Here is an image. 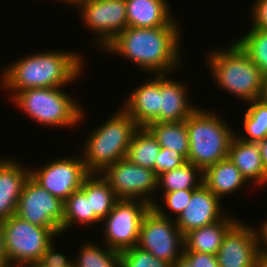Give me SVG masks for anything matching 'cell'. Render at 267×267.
Listing matches in <instances>:
<instances>
[{"label": "cell", "mask_w": 267, "mask_h": 267, "mask_svg": "<svg viewBox=\"0 0 267 267\" xmlns=\"http://www.w3.org/2000/svg\"><path fill=\"white\" fill-rule=\"evenodd\" d=\"M220 115L198 107L186 120L189 138L187 162L204 171L228 157L230 143L236 135Z\"/></svg>", "instance_id": "cell-5"}, {"label": "cell", "mask_w": 267, "mask_h": 267, "mask_svg": "<svg viewBox=\"0 0 267 267\" xmlns=\"http://www.w3.org/2000/svg\"><path fill=\"white\" fill-rule=\"evenodd\" d=\"M60 1L66 3L68 5V7H69V5H71V6L74 5L72 7L75 8L82 0H59V2ZM56 2H58V0Z\"/></svg>", "instance_id": "cell-44"}, {"label": "cell", "mask_w": 267, "mask_h": 267, "mask_svg": "<svg viewBox=\"0 0 267 267\" xmlns=\"http://www.w3.org/2000/svg\"><path fill=\"white\" fill-rule=\"evenodd\" d=\"M247 183L228 157L203 171V184L220 199L237 193L242 187L244 188V185L247 186Z\"/></svg>", "instance_id": "cell-22"}, {"label": "cell", "mask_w": 267, "mask_h": 267, "mask_svg": "<svg viewBox=\"0 0 267 267\" xmlns=\"http://www.w3.org/2000/svg\"><path fill=\"white\" fill-rule=\"evenodd\" d=\"M163 206L157 199L144 215L137 246L173 265L183 256L184 235Z\"/></svg>", "instance_id": "cell-8"}, {"label": "cell", "mask_w": 267, "mask_h": 267, "mask_svg": "<svg viewBox=\"0 0 267 267\" xmlns=\"http://www.w3.org/2000/svg\"><path fill=\"white\" fill-rule=\"evenodd\" d=\"M47 162L41 168L29 167L30 177L63 202L81 188L84 179L90 174L81 154L78 157H55L53 161Z\"/></svg>", "instance_id": "cell-12"}, {"label": "cell", "mask_w": 267, "mask_h": 267, "mask_svg": "<svg viewBox=\"0 0 267 267\" xmlns=\"http://www.w3.org/2000/svg\"><path fill=\"white\" fill-rule=\"evenodd\" d=\"M181 31L179 26L127 27L103 52L124 57L148 74H171L180 68L183 59Z\"/></svg>", "instance_id": "cell-1"}, {"label": "cell", "mask_w": 267, "mask_h": 267, "mask_svg": "<svg viewBox=\"0 0 267 267\" xmlns=\"http://www.w3.org/2000/svg\"><path fill=\"white\" fill-rule=\"evenodd\" d=\"M228 158L239 169L248 184L253 182L255 188L267 184V170L262 162L258 142H247L235 135L230 143Z\"/></svg>", "instance_id": "cell-20"}, {"label": "cell", "mask_w": 267, "mask_h": 267, "mask_svg": "<svg viewBox=\"0 0 267 267\" xmlns=\"http://www.w3.org/2000/svg\"><path fill=\"white\" fill-rule=\"evenodd\" d=\"M254 267H267V253L262 250L258 252Z\"/></svg>", "instance_id": "cell-39"}, {"label": "cell", "mask_w": 267, "mask_h": 267, "mask_svg": "<svg viewBox=\"0 0 267 267\" xmlns=\"http://www.w3.org/2000/svg\"><path fill=\"white\" fill-rule=\"evenodd\" d=\"M55 240L45 250L41 261L49 267H73L74 259H70L69 255L55 250ZM55 246V247H54Z\"/></svg>", "instance_id": "cell-34"}, {"label": "cell", "mask_w": 267, "mask_h": 267, "mask_svg": "<svg viewBox=\"0 0 267 267\" xmlns=\"http://www.w3.org/2000/svg\"><path fill=\"white\" fill-rule=\"evenodd\" d=\"M151 207L140 199H118L101 221L105 245L118 252L137 245L142 219Z\"/></svg>", "instance_id": "cell-9"}, {"label": "cell", "mask_w": 267, "mask_h": 267, "mask_svg": "<svg viewBox=\"0 0 267 267\" xmlns=\"http://www.w3.org/2000/svg\"><path fill=\"white\" fill-rule=\"evenodd\" d=\"M222 200L204 184L192 193V197L175 223L181 233H186L221 220L227 212L222 209Z\"/></svg>", "instance_id": "cell-15"}, {"label": "cell", "mask_w": 267, "mask_h": 267, "mask_svg": "<svg viewBox=\"0 0 267 267\" xmlns=\"http://www.w3.org/2000/svg\"><path fill=\"white\" fill-rule=\"evenodd\" d=\"M247 104L242 121L244 135L236 133V136L247 142H260L267 135V105L258 99Z\"/></svg>", "instance_id": "cell-28"}, {"label": "cell", "mask_w": 267, "mask_h": 267, "mask_svg": "<svg viewBox=\"0 0 267 267\" xmlns=\"http://www.w3.org/2000/svg\"><path fill=\"white\" fill-rule=\"evenodd\" d=\"M79 8L84 28L93 33L100 50L127 28L125 0H82Z\"/></svg>", "instance_id": "cell-11"}, {"label": "cell", "mask_w": 267, "mask_h": 267, "mask_svg": "<svg viewBox=\"0 0 267 267\" xmlns=\"http://www.w3.org/2000/svg\"><path fill=\"white\" fill-rule=\"evenodd\" d=\"M235 41L267 78V30L250 28Z\"/></svg>", "instance_id": "cell-30"}, {"label": "cell", "mask_w": 267, "mask_h": 267, "mask_svg": "<svg viewBox=\"0 0 267 267\" xmlns=\"http://www.w3.org/2000/svg\"><path fill=\"white\" fill-rule=\"evenodd\" d=\"M73 267H120V252L95 241L84 242Z\"/></svg>", "instance_id": "cell-29"}, {"label": "cell", "mask_w": 267, "mask_h": 267, "mask_svg": "<svg viewBox=\"0 0 267 267\" xmlns=\"http://www.w3.org/2000/svg\"><path fill=\"white\" fill-rule=\"evenodd\" d=\"M160 74V122L186 120L199 106L191 104L187 84ZM173 79V80H172ZM176 80V81H175Z\"/></svg>", "instance_id": "cell-17"}, {"label": "cell", "mask_w": 267, "mask_h": 267, "mask_svg": "<svg viewBox=\"0 0 267 267\" xmlns=\"http://www.w3.org/2000/svg\"><path fill=\"white\" fill-rule=\"evenodd\" d=\"M228 213L219 221L194 229L184 235L183 252L216 255L227 232L240 220Z\"/></svg>", "instance_id": "cell-21"}, {"label": "cell", "mask_w": 267, "mask_h": 267, "mask_svg": "<svg viewBox=\"0 0 267 267\" xmlns=\"http://www.w3.org/2000/svg\"><path fill=\"white\" fill-rule=\"evenodd\" d=\"M172 267H192L189 261L184 257L181 256L173 265Z\"/></svg>", "instance_id": "cell-42"}, {"label": "cell", "mask_w": 267, "mask_h": 267, "mask_svg": "<svg viewBox=\"0 0 267 267\" xmlns=\"http://www.w3.org/2000/svg\"><path fill=\"white\" fill-rule=\"evenodd\" d=\"M64 202L50 194L31 177L25 182L15 215L31 224L48 229H61Z\"/></svg>", "instance_id": "cell-13"}, {"label": "cell", "mask_w": 267, "mask_h": 267, "mask_svg": "<svg viewBox=\"0 0 267 267\" xmlns=\"http://www.w3.org/2000/svg\"><path fill=\"white\" fill-rule=\"evenodd\" d=\"M9 267L42 259L45 250L60 236L61 229H48L12 215L1 222Z\"/></svg>", "instance_id": "cell-7"}, {"label": "cell", "mask_w": 267, "mask_h": 267, "mask_svg": "<svg viewBox=\"0 0 267 267\" xmlns=\"http://www.w3.org/2000/svg\"><path fill=\"white\" fill-rule=\"evenodd\" d=\"M100 174L118 199H140L151 206L156 201L154 192L159 191L158 175L149 168L123 158L107 166Z\"/></svg>", "instance_id": "cell-10"}, {"label": "cell", "mask_w": 267, "mask_h": 267, "mask_svg": "<svg viewBox=\"0 0 267 267\" xmlns=\"http://www.w3.org/2000/svg\"><path fill=\"white\" fill-rule=\"evenodd\" d=\"M161 147L181 154L186 160L189 152V138L186 122H152L146 126Z\"/></svg>", "instance_id": "cell-24"}, {"label": "cell", "mask_w": 267, "mask_h": 267, "mask_svg": "<svg viewBox=\"0 0 267 267\" xmlns=\"http://www.w3.org/2000/svg\"><path fill=\"white\" fill-rule=\"evenodd\" d=\"M259 234L253 225L239 220L225 235L216 257L219 267H254L260 251Z\"/></svg>", "instance_id": "cell-14"}, {"label": "cell", "mask_w": 267, "mask_h": 267, "mask_svg": "<svg viewBox=\"0 0 267 267\" xmlns=\"http://www.w3.org/2000/svg\"><path fill=\"white\" fill-rule=\"evenodd\" d=\"M81 55L63 50L28 54L3 68L0 84L9 99L25 89L68 86L82 76L86 60Z\"/></svg>", "instance_id": "cell-2"}, {"label": "cell", "mask_w": 267, "mask_h": 267, "mask_svg": "<svg viewBox=\"0 0 267 267\" xmlns=\"http://www.w3.org/2000/svg\"><path fill=\"white\" fill-rule=\"evenodd\" d=\"M192 267H219L216 255L202 252H183Z\"/></svg>", "instance_id": "cell-36"}, {"label": "cell", "mask_w": 267, "mask_h": 267, "mask_svg": "<svg viewBox=\"0 0 267 267\" xmlns=\"http://www.w3.org/2000/svg\"><path fill=\"white\" fill-rule=\"evenodd\" d=\"M120 267H172V264L135 245L120 252Z\"/></svg>", "instance_id": "cell-31"}, {"label": "cell", "mask_w": 267, "mask_h": 267, "mask_svg": "<svg viewBox=\"0 0 267 267\" xmlns=\"http://www.w3.org/2000/svg\"><path fill=\"white\" fill-rule=\"evenodd\" d=\"M29 177L30 169L19 161L11 157L0 160V222L16 213L20 194Z\"/></svg>", "instance_id": "cell-18"}, {"label": "cell", "mask_w": 267, "mask_h": 267, "mask_svg": "<svg viewBox=\"0 0 267 267\" xmlns=\"http://www.w3.org/2000/svg\"><path fill=\"white\" fill-rule=\"evenodd\" d=\"M65 87L33 88L19 91L10 102L24 111L34 123L44 127H78L84 120V110Z\"/></svg>", "instance_id": "cell-6"}, {"label": "cell", "mask_w": 267, "mask_h": 267, "mask_svg": "<svg viewBox=\"0 0 267 267\" xmlns=\"http://www.w3.org/2000/svg\"><path fill=\"white\" fill-rule=\"evenodd\" d=\"M230 44L204 57L214 83L243 103L259 99L264 80L261 70L235 40Z\"/></svg>", "instance_id": "cell-3"}, {"label": "cell", "mask_w": 267, "mask_h": 267, "mask_svg": "<svg viewBox=\"0 0 267 267\" xmlns=\"http://www.w3.org/2000/svg\"><path fill=\"white\" fill-rule=\"evenodd\" d=\"M18 267H49V266H47L41 260H39L36 262L26 263V264H23V265L18 266Z\"/></svg>", "instance_id": "cell-43"}, {"label": "cell", "mask_w": 267, "mask_h": 267, "mask_svg": "<svg viewBox=\"0 0 267 267\" xmlns=\"http://www.w3.org/2000/svg\"><path fill=\"white\" fill-rule=\"evenodd\" d=\"M259 234L260 249L267 253V219L262 222L260 227H257Z\"/></svg>", "instance_id": "cell-37"}, {"label": "cell", "mask_w": 267, "mask_h": 267, "mask_svg": "<svg viewBox=\"0 0 267 267\" xmlns=\"http://www.w3.org/2000/svg\"><path fill=\"white\" fill-rule=\"evenodd\" d=\"M63 207V234L74 224H81L86 227L101 224V221L91 211L90 196H86V193L81 188L64 201Z\"/></svg>", "instance_id": "cell-26"}, {"label": "cell", "mask_w": 267, "mask_h": 267, "mask_svg": "<svg viewBox=\"0 0 267 267\" xmlns=\"http://www.w3.org/2000/svg\"><path fill=\"white\" fill-rule=\"evenodd\" d=\"M0 267H9L5 251L4 233L0 222Z\"/></svg>", "instance_id": "cell-38"}, {"label": "cell", "mask_w": 267, "mask_h": 267, "mask_svg": "<svg viewBox=\"0 0 267 267\" xmlns=\"http://www.w3.org/2000/svg\"><path fill=\"white\" fill-rule=\"evenodd\" d=\"M261 150V157H262V162L267 170V135L265 138L258 142Z\"/></svg>", "instance_id": "cell-40"}, {"label": "cell", "mask_w": 267, "mask_h": 267, "mask_svg": "<svg viewBox=\"0 0 267 267\" xmlns=\"http://www.w3.org/2000/svg\"><path fill=\"white\" fill-rule=\"evenodd\" d=\"M203 184V171L185 162L180 167L161 173L158 176V188L162 192H174L183 189H198Z\"/></svg>", "instance_id": "cell-25"}, {"label": "cell", "mask_w": 267, "mask_h": 267, "mask_svg": "<svg viewBox=\"0 0 267 267\" xmlns=\"http://www.w3.org/2000/svg\"><path fill=\"white\" fill-rule=\"evenodd\" d=\"M196 189H183V190H177L174 192H163L162 193V201L164 200L165 206H167L172 211L171 213L176 214L174 220L179 217V215L182 213V211L186 208L188 205L192 193Z\"/></svg>", "instance_id": "cell-32"}, {"label": "cell", "mask_w": 267, "mask_h": 267, "mask_svg": "<svg viewBox=\"0 0 267 267\" xmlns=\"http://www.w3.org/2000/svg\"><path fill=\"white\" fill-rule=\"evenodd\" d=\"M81 189L90 196L91 211L102 221L118 200L114 190L100 173H90L83 181Z\"/></svg>", "instance_id": "cell-23"}, {"label": "cell", "mask_w": 267, "mask_h": 267, "mask_svg": "<svg viewBox=\"0 0 267 267\" xmlns=\"http://www.w3.org/2000/svg\"><path fill=\"white\" fill-rule=\"evenodd\" d=\"M127 27L156 28L180 26L171 16V6L167 0H125Z\"/></svg>", "instance_id": "cell-19"}, {"label": "cell", "mask_w": 267, "mask_h": 267, "mask_svg": "<svg viewBox=\"0 0 267 267\" xmlns=\"http://www.w3.org/2000/svg\"><path fill=\"white\" fill-rule=\"evenodd\" d=\"M258 100L261 101L263 104L267 105V78H264L263 80L261 93Z\"/></svg>", "instance_id": "cell-41"}, {"label": "cell", "mask_w": 267, "mask_h": 267, "mask_svg": "<svg viewBox=\"0 0 267 267\" xmlns=\"http://www.w3.org/2000/svg\"><path fill=\"white\" fill-rule=\"evenodd\" d=\"M151 78L136 86L121 106L139 127L160 122V74Z\"/></svg>", "instance_id": "cell-16"}, {"label": "cell", "mask_w": 267, "mask_h": 267, "mask_svg": "<svg viewBox=\"0 0 267 267\" xmlns=\"http://www.w3.org/2000/svg\"><path fill=\"white\" fill-rule=\"evenodd\" d=\"M161 146L146 127H139L131 140L126 158L138 165L154 171V162Z\"/></svg>", "instance_id": "cell-27"}, {"label": "cell", "mask_w": 267, "mask_h": 267, "mask_svg": "<svg viewBox=\"0 0 267 267\" xmlns=\"http://www.w3.org/2000/svg\"><path fill=\"white\" fill-rule=\"evenodd\" d=\"M102 123L81 146L84 149L81 156L89 173H101L107 166L126 158L133 135L139 128L122 107Z\"/></svg>", "instance_id": "cell-4"}, {"label": "cell", "mask_w": 267, "mask_h": 267, "mask_svg": "<svg viewBox=\"0 0 267 267\" xmlns=\"http://www.w3.org/2000/svg\"><path fill=\"white\" fill-rule=\"evenodd\" d=\"M252 7L250 28L267 30V0H256Z\"/></svg>", "instance_id": "cell-35"}, {"label": "cell", "mask_w": 267, "mask_h": 267, "mask_svg": "<svg viewBox=\"0 0 267 267\" xmlns=\"http://www.w3.org/2000/svg\"><path fill=\"white\" fill-rule=\"evenodd\" d=\"M186 161L187 160L181 154L161 147L154 162V172L159 176L163 172L180 167Z\"/></svg>", "instance_id": "cell-33"}]
</instances>
